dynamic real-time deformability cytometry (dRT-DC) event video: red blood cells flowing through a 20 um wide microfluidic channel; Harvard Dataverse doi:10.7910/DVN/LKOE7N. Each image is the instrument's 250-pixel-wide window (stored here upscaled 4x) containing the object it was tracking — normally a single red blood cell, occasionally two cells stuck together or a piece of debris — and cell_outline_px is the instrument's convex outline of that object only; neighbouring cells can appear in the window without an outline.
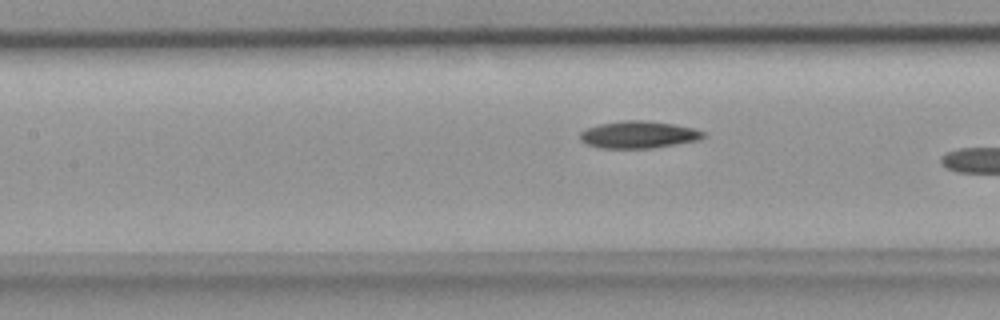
{"species": "common noctule bat (a hibernating species)", "species_latin": "Nyctalus noctula", "temperature_condition": "room temperature", "stored_images_in_passage": 5, "segment_of_instrument_passage": [2, 2], "camera_frame_rate_fps": 3000, "um_per_image_px": 0.085, "animal": {"sex": "female", "body_mass_g": 18.4}, "frame": {"image": 1, "passage_image": 5, "time_ms": 1.333, "image_size_px": [1000, 320], "cell_outline_px": [[708, 136], [700, 140], [652, 148], [600, 148], [588, 144], [580, 140], [580, 132], [588, 128], [600, 124], [624, 120], [644, 120], [672, 124], [692, 128], [704, 132]], "centroid_in_image_um": [54.3, 11.45], "position_along_channel_um": 153.1, "area_um2": 19.42}}